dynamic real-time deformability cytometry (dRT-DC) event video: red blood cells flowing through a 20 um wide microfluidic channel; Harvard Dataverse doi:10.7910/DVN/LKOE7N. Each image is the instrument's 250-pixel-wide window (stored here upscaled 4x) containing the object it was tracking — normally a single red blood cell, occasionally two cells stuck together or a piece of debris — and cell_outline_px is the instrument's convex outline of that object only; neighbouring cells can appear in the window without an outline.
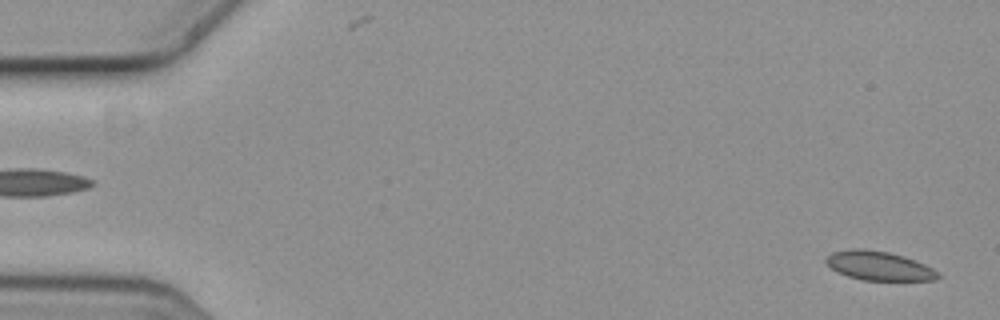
{"species": "common noctule bat (a hibernating species)", "species_latin": "Nyctalus noctula", "temperature_condition": "cold", "stored_images_in_passage": 5, "segment_of_instrument_passage": [2, 2], "camera_frame_rate_fps": 3000, "um_per_image_px": 0.085, "animal": {"sex": "female", "body_mass_g": 19.3, "forearm_length_mm": 54.1}, "frame": {"image": 1, "passage_image": 5, "time_ms": 1.333, "image_size_px": [1000, 320], "cell_outline_px": [[940, 276], [936, 280], [864, 280], [848, 276], [836, 272], [824, 260], [832, 252], [852, 248], [864, 248], [888, 252], [904, 256], [916, 260], [940, 272]], "centroid_in_image_um": [74.72, 22.59], "position_along_channel_um": 10.3, "area_um2": 19.02}}